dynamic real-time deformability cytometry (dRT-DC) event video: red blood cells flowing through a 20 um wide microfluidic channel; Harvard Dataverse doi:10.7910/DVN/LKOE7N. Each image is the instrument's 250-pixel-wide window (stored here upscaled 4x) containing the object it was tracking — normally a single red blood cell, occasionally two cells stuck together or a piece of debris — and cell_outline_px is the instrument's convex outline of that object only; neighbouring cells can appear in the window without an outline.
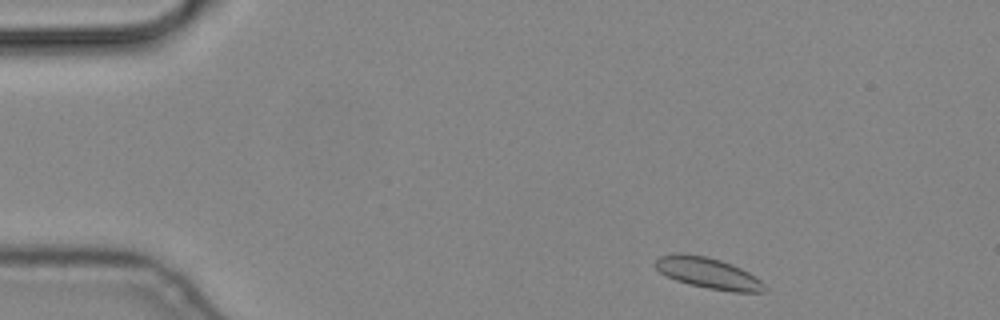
{"species": "common noctule bat (a hibernating species)", "species_latin": "Nyctalus noctula", "temperature_condition": "cold", "stored_images_in_passage": 5, "camera_frame_rate_fps": 3000, "um_per_image_px": 0.085, "animal": {"sex": "male", "body_mass_g": 19.2, "forearm_length_mm": 51.8}, "frame": {"image": 1, "passage_image": 1, "time_ms": 0.0, "image_size_px": [1000, 320], "cell_outline_px": [[764, 292], [732, 292], [708, 288], [688, 284], [676, 280], [660, 272], [652, 264], [660, 256], [680, 252], [704, 256], [720, 260], [732, 264], [756, 276], [764, 284]], "centroid_in_image_um": [60.17, 23.21], "position_along_channel_um": 24.8, "area_um2": 19.65}}
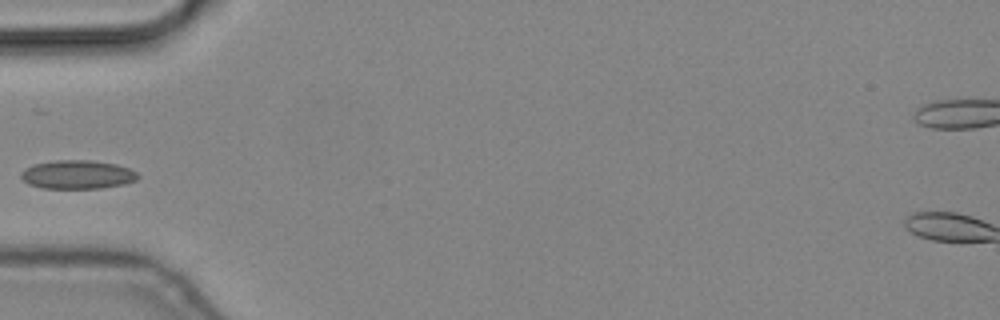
{"frame": {"image": 2, "passage_image": 4, "time_ms": 1.0, "image_size_px": [1000, 320], "cell_outline_px": [[140, 176], [136, 180], [124, 184], [100, 188], [44, 188], [28, 184], [20, 176], [20, 172], [24, 168], [36, 164], [56, 160], [88, 160], [116, 164], [128, 168], [136, 172]], "centroid_in_image_um": [6.58, 14.84], "position_along_channel_um": 78.4, "area_um2": 19.42}}
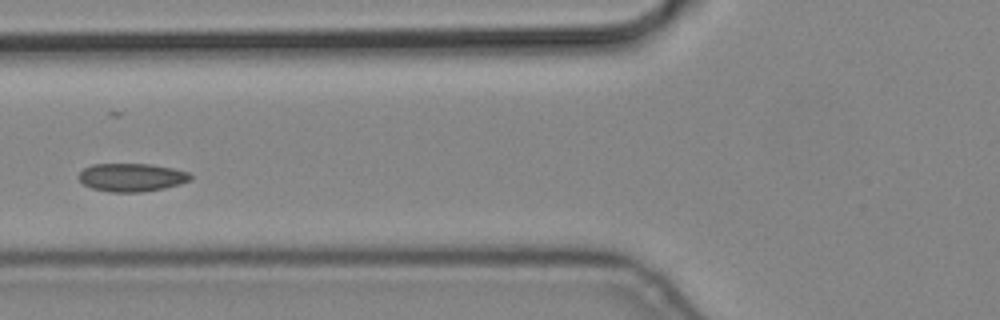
{"frame": {"image": 3, "passage_image": 5, "time_ms": 1.333, "image_size_px": [1000, 320], "cell_outline_px": [[192, 180], [180, 184], [164, 188], [140, 192], [112, 192], [92, 188], [84, 184], [80, 180], [80, 172], [84, 168], [92, 164], [152, 164], [172, 168], [188, 172], [192, 176]], "centroid_in_image_um": [11.22, 15.07], "position_along_channel_um": 114.6, "area_um2": 18.26}}